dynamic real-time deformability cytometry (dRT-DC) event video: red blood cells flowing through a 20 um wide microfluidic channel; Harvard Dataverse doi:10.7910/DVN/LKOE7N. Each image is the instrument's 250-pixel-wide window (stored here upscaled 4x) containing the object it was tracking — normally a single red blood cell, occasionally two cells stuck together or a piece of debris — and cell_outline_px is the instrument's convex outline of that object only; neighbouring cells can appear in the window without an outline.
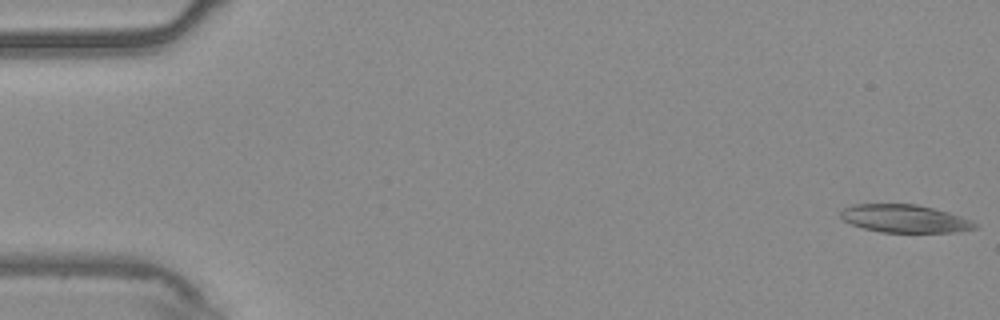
{"species": "common noctule bat (a hibernating species)", "species_latin": "Nyctalus noctula", "temperature_condition": "warm", "stored_images_in_passage": 54, "camera_frame_rate_fps": 3000, "um_per_image_px": 0.085, "animal": {"sex": "male", "body_mass_g": 20.4}, "frame": {"image": 1, "passage_image": 1, "time_ms": 0.0, "image_size_px": [1000, 320], "cell_outline_px": [[976, 228], [952, 232], [880, 232], [864, 228], [852, 224], [844, 220], [840, 216], [840, 212], [844, 208], [852, 204], [916, 204], [948, 212], [960, 216], [976, 224]], "centroid_in_image_um": [76.84, 18.58], "position_along_channel_um": 8.2, "area_um2": 21.5}}
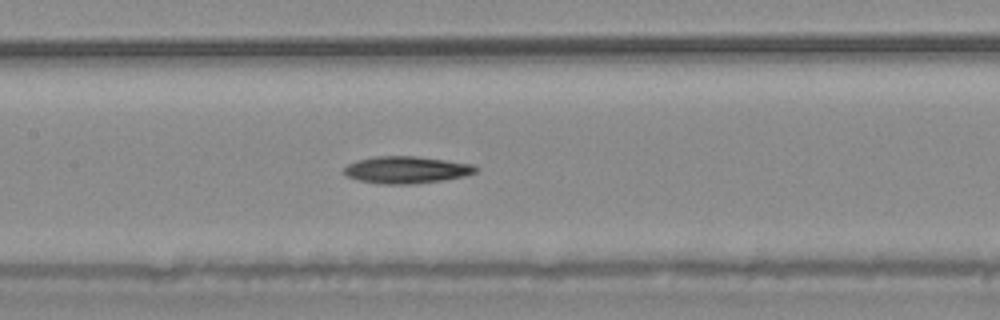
{"frame": {"image": 2, "passage_image": 26, "time_ms": 8.333, "image_size_px": [1000, 320], "cell_outline_px": [[480, 168], [476, 172], [464, 176], [444, 180], [412, 184], [384, 184], [360, 180], [348, 176], [344, 172], [344, 168], [348, 164], [356, 160], [376, 156], [416, 156], [472, 164]], "centroid_in_image_um": [34.57, 14.43], "position_along_channel_um": 172.8, "area_um2": 20.63}}
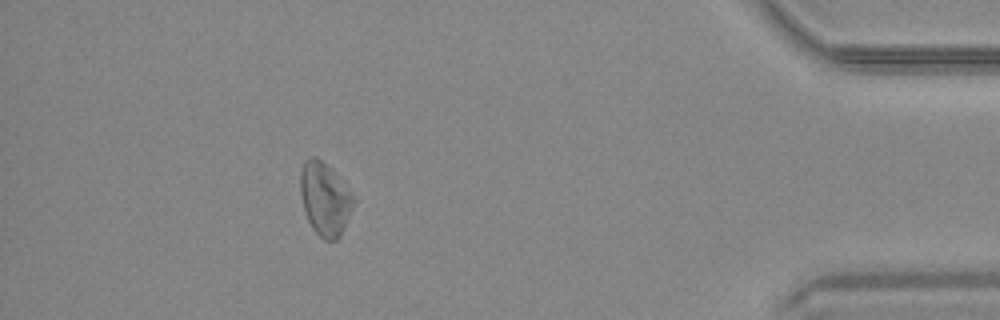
{"frame": {"image": 3, "passage_image": 49, "time_ms": 16.0, "image_size_px": [1000, 320], "cell_outline_px": [[356, 200], [344, 228], [340, 236], [336, 240], [324, 240], [312, 228], [308, 220], [304, 208], [300, 192], [300, 172], [304, 160], [308, 156], [316, 156], [332, 168], [356, 196]], "centroid_in_image_um": [27.63, 16.86], "position_along_channel_um": 407.6, "area_um2": 23.0}}